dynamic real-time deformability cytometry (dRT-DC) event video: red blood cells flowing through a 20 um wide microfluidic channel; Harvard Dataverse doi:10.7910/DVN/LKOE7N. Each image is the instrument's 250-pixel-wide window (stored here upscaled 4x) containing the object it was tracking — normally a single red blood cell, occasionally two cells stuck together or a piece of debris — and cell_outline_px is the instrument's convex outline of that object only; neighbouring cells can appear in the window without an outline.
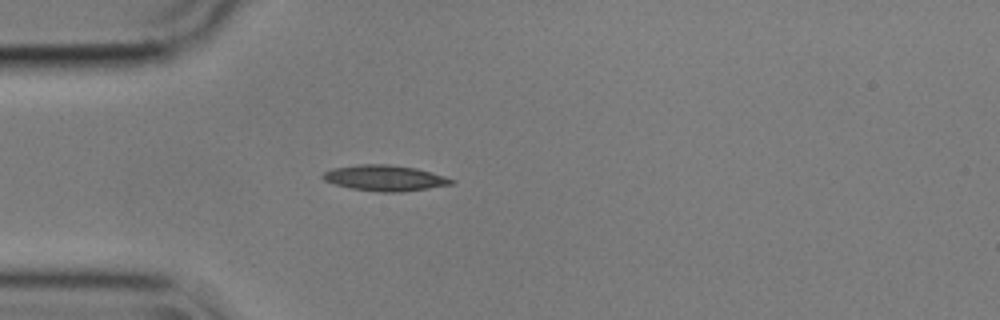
{"species": "common noctule bat (a hibernating species)", "species_latin": "Nyctalus noctula", "temperature_condition": "cold", "stored_images_in_passage": 41, "camera_frame_rate_fps": 3000, "um_per_image_px": 0.085, "animal": {"sex": "male", "body_mass_g": 17.9}, "frame": {"image": 1, "passage_image": 1, "time_ms": 0.0, "image_size_px": [1000, 320], "cell_outline_px": [[456, 180], [452, 184], [428, 188], [400, 192], [380, 192], [352, 188], [336, 184], [324, 180], [320, 176], [324, 172], [332, 168], [360, 164], [388, 164], [416, 168], [432, 172]], "centroid_in_image_um": [32.71, 15.12], "position_along_channel_um": 52.3, "area_um2": 19.19}}
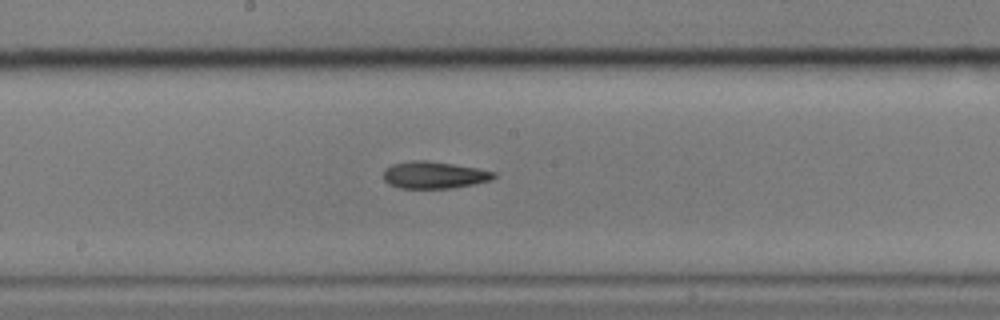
{"frame": {"image": 2, "passage_image": 15, "time_ms": 4.667, "image_size_px": [1000, 320], "cell_outline_px": [[496, 176], [492, 180], [452, 188], [400, 188], [388, 184], [384, 180], [384, 168], [392, 164], [412, 160], [428, 160], [476, 168], [496, 172]], "centroid_in_image_um": [36.87, 14.87], "position_along_channel_um": 211.3, "area_um2": 17.4}}
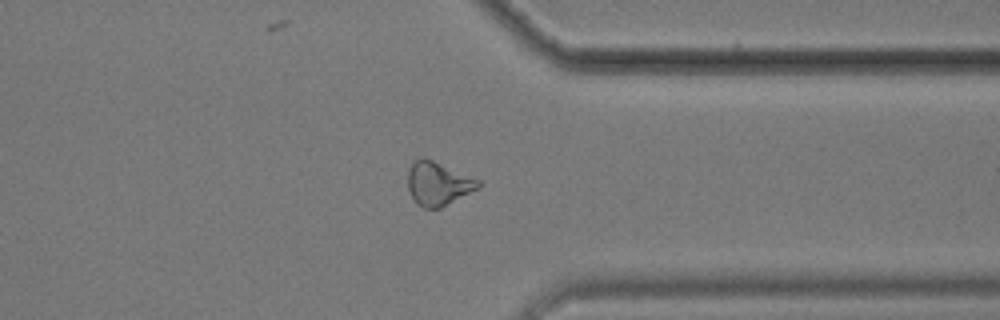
{"frame": {"image": 3, "passage_image": 29, "time_ms": 9.333, "image_size_px": [1000, 320], "cell_outline_px": [[480, 188], [440, 208], [424, 208], [416, 204], [408, 188], [408, 172], [412, 160], [424, 156], [480, 180]], "centroid_in_image_um": [37.23, 15.59], "position_along_channel_um": 374.2, "area_um2": 18.03}, "authors_computed_cell_mechanics": {"area_um2": 17.9758, "velocity_mm_per_s": 3.5685, "shape_relaxation_time_tau1_ms": 4.9604, "shape_relaxation_time_tau2_ms": null, "deformation_change_tau1": 0.1282, "deformation_change_tau2": null}}